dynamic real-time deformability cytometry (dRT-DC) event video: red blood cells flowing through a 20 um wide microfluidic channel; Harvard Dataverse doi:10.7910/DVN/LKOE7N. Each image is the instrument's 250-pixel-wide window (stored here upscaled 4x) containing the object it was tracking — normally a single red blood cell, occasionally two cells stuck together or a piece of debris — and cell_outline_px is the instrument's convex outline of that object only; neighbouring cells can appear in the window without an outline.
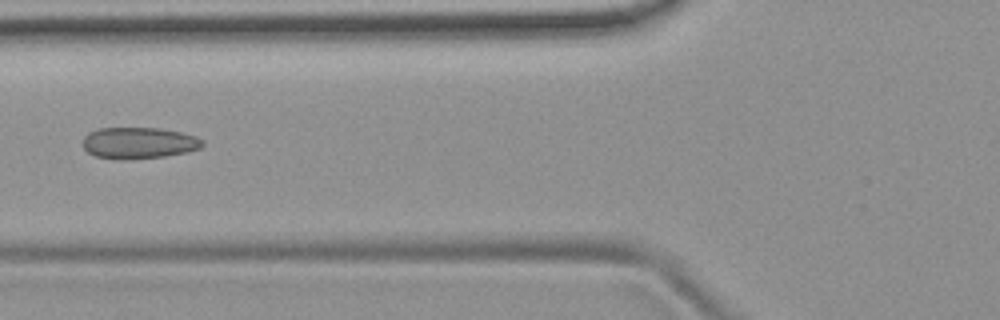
{"species": "common noctule bat (a hibernating species)", "species_latin": "Nyctalus noctula", "temperature_condition": "room temperature", "stored_images_in_passage": 9, "camera_frame_rate_fps": 3000, "um_per_image_px": 0.085, "animal": {"sex": "female", "body_mass_g": 19.9}, "frame": {"image": 1, "passage_image": 6, "time_ms": 6.667, "image_size_px": [1000, 320], "cell_outline_px": [[204, 144], [200, 148], [188, 152], [164, 156], [132, 160], [120, 160], [96, 156], [88, 152], [84, 148], [84, 136], [88, 132], [96, 128], [160, 128], [180, 132], [196, 136], [204, 140]], "centroid_in_image_um": [11.81, 12.15], "position_along_channel_um": 114.0, "area_um2": 22.14}}
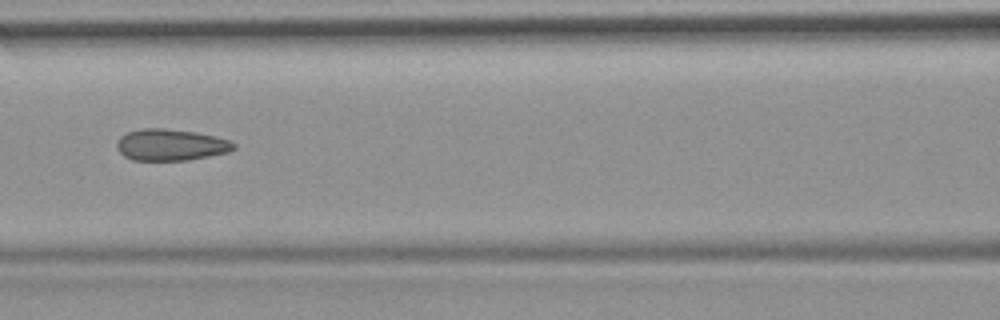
{"frame": {"image": 2, "passage_image": 7, "time_ms": 7.667, "image_size_px": [1000, 320], "cell_outline_px": [[236, 148], [228, 152], [188, 160], [132, 160], [124, 156], [116, 148], [116, 144], [120, 136], [128, 132], [140, 128], [164, 128], [196, 132], [216, 136], [228, 140], [236, 144]], "centroid_in_image_um": [14.5, 12.3], "position_along_channel_um": 152.1, "area_um2": 21.56}}
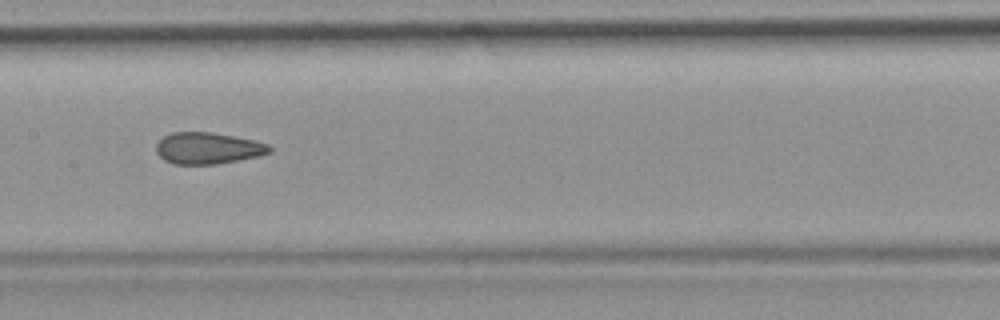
{"frame": {"image": 3, "passage_image": 8, "time_ms": 8.667, "image_size_px": [1000, 320], "cell_outline_px": [[272, 152], [260, 156], [216, 164], [172, 164], [164, 160], [156, 152], [156, 144], [164, 136], [172, 132], [208, 132], [232, 136], [252, 140], [268, 144], [272, 148]], "centroid_in_image_um": [17.66, 12.6], "position_along_channel_um": 189.7, "area_um2": 20.75}}